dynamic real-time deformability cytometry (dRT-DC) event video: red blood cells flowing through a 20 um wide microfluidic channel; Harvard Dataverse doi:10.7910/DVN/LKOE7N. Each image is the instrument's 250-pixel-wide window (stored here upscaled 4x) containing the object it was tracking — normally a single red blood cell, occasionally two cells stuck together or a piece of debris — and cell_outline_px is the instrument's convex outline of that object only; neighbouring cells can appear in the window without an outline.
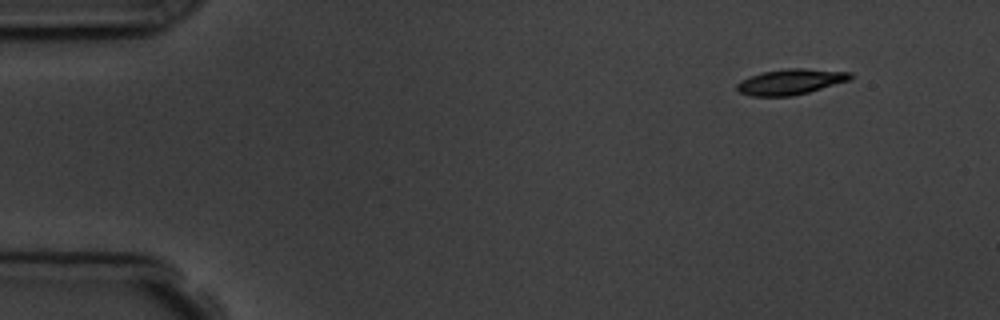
{"species": "common noctule bat (a hibernating species)", "species_latin": "Nyctalus noctula", "temperature_condition": "room temperature", "stored_images_in_passage": 4, "camera_frame_rate_fps": 3000, "um_per_image_px": 0.085, "animal": {"sex": "male", "body_mass_g": 19.5, "forearm_length_mm": 54.6}, "frame": {"image": 1, "passage_image": 1, "time_ms": 0.0, "image_size_px": [1000, 320], "cell_outline_px": [[852, 76], [848, 80], [808, 92], [792, 96], [752, 96], [740, 92], [736, 88], [736, 84], [740, 80], [764, 72], [788, 68], [804, 68], [852, 72]], "centroid_in_image_um": [67.18, 6.95], "position_along_channel_um": 17.8, "area_um2": 16.65}}
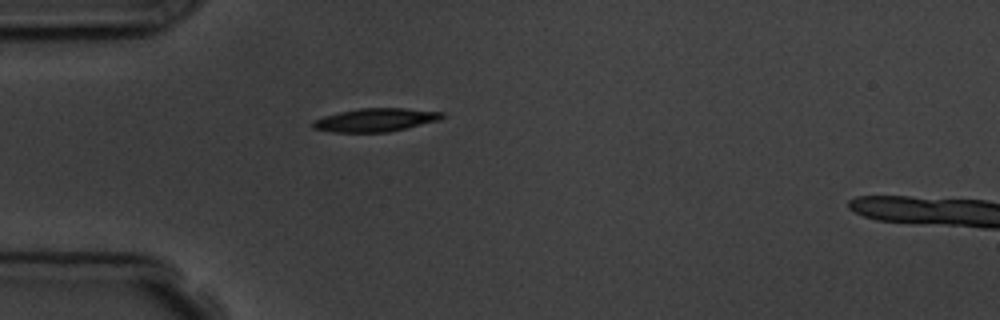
{"frame": {"image": 2, "passage_image": 4, "time_ms": 3.333, "image_size_px": [1000, 320], "cell_outline_px": [[444, 116], [440, 120], [388, 132], [332, 132], [312, 128], [312, 120], [324, 116], [340, 112], [360, 108], [404, 108], [444, 112]], "centroid_in_image_um": [31.91, 10.19], "position_along_channel_um": 53.1, "area_um2": 17.51}}